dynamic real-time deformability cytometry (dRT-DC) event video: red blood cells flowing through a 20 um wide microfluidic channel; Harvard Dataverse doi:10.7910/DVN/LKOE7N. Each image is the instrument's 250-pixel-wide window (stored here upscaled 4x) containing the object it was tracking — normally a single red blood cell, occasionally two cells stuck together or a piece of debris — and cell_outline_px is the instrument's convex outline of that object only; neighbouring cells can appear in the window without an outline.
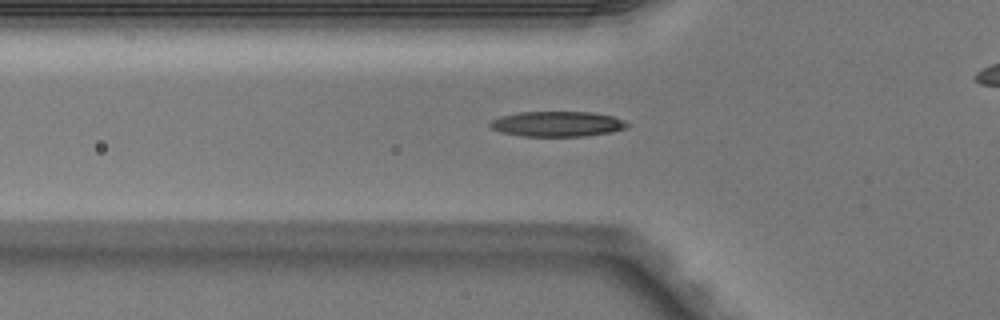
{"species": "Egyptian fruit bat (a non-hibernating species)", "species_latin": "Rousettus aegyptiacus", "temperature_condition": "warm", "stored_images_in_passage": 33, "camera_frame_rate_fps": 3000, "um_per_image_px": 0.085, "animal": {"sex": "male"}, "frame": {"image": 1, "passage_image": 7, "time_ms": 2.0, "image_size_px": [1000, 320], "cell_outline_px": [[632, 124], [624, 128], [608, 132], [584, 136], [524, 136], [500, 132], [492, 128], [488, 124], [492, 120], [500, 116], [520, 112], [592, 112], [612, 116]], "centroid_in_image_um": [47.34, 10.53], "position_along_channel_um": 78.5, "area_um2": 20.0}}
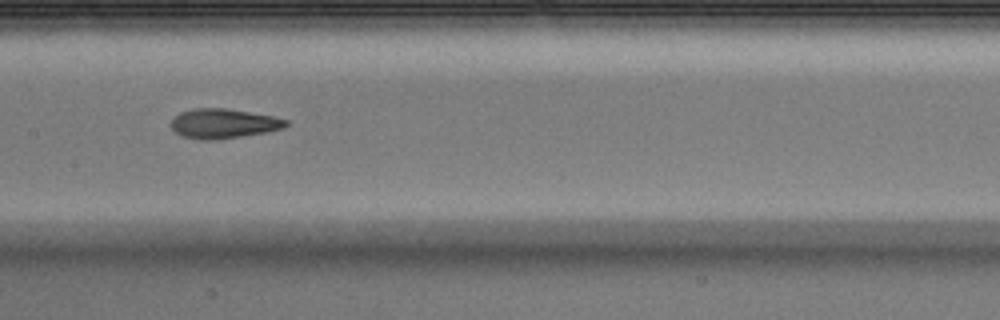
{"frame": {"image": 2, "passage_image": 15, "time_ms": 4.667, "image_size_px": [1000, 320], "cell_outline_px": [[288, 124], [284, 128], [264, 132], [216, 140], [200, 140], [180, 136], [172, 128], [172, 120], [180, 112], [192, 108], [224, 108], [272, 116], [288, 120]], "centroid_in_image_um": [18.96, 10.5], "position_along_channel_um": 188.4, "area_um2": 19.65}}
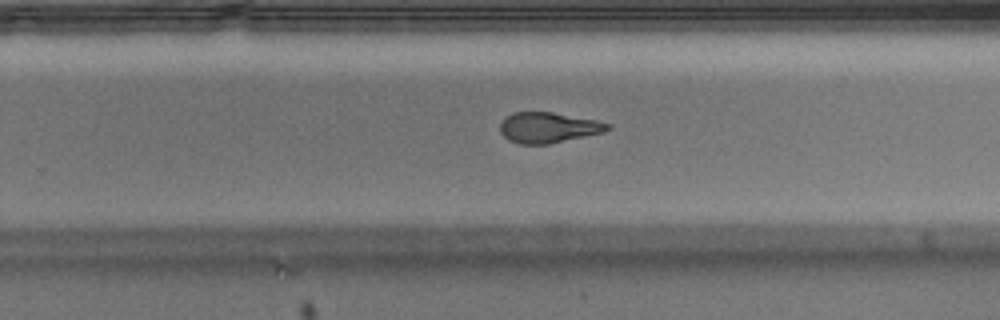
{"frame": {"image": 3, "passage_image": 22, "time_ms": 7.0, "image_size_px": [1000, 320], "cell_outline_px": [[612, 128], [604, 132], [548, 144], [520, 144], [508, 140], [500, 132], [500, 124], [512, 112], [552, 112], [596, 120], [612, 124]], "centroid_in_image_um": [46.62, 10.84], "position_along_channel_um": 283.2, "area_um2": 19.07}, "authors_computed_cell_mechanics": {"area_um2": 19.7098, "velocity_mm_per_s": 4.0761, "shape_relaxation_time_tau1_ms": 5.8144, "shape_relaxation_time_tau2_ms": 1.9461, "deformation_change_tau1": 0.2196, "deformation_change_tau2": 0.1115}}